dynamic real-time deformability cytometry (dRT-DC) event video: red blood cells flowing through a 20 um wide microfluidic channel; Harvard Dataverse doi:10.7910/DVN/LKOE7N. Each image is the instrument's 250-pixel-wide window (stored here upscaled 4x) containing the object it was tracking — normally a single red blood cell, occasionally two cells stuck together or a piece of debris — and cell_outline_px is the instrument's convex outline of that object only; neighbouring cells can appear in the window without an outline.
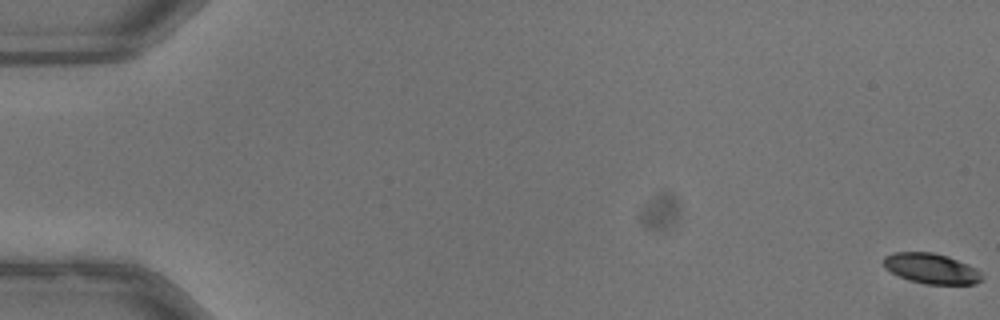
{"species": "common noctule bat (a hibernating species)", "species_latin": "Nyctalus noctula", "temperature_condition": "warm", "stored_images_in_passage": 54, "camera_frame_rate_fps": 3000, "um_per_image_px": 0.085, "animal": {"sex": "male", "body_mass_g": 13.3}, "frame": {"image": 1, "passage_image": 1, "time_ms": 0.0, "image_size_px": [1000, 320], "cell_outline_px": [[984, 276], [976, 284], [924, 284], [908, 280], [884, 268], [884, 256], [892, 252], [932, 252], [948, 256], [968, 264], [976, 268]], "centroid_in_image_um": [79.16, 22.82], "position_along_channel_um": 5.8, "area_um2": 17.46}}
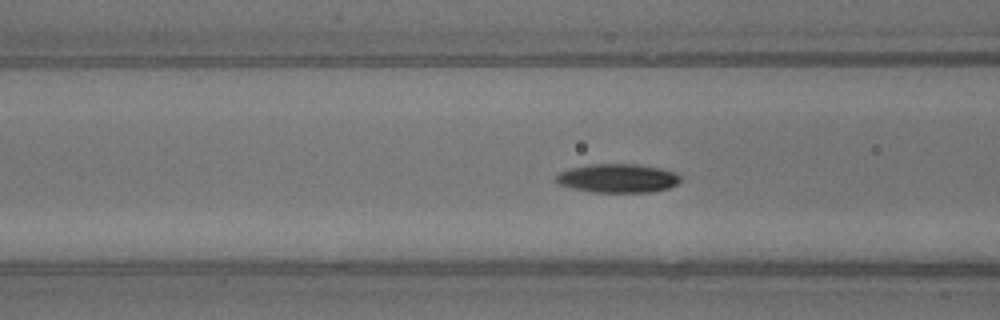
{"frame": {"image": 2, "passage_image": 23, "time_ms": 7.333, "image_size_px": [1000, 320], "cell_outline_px": [[680, 180], [676, 184], [668, 188], [652, 192], [592, 192], [572, 188], [556, 184], [556, 176], [560, 172], [568, 168], [588, 164], [640, 164], [660, 168], [676, 172], [680, 176]], "centroid_in_image_um": [52.48, 15.14], "position_along_channel_um": 114.1, "area_um2": 21.04}}
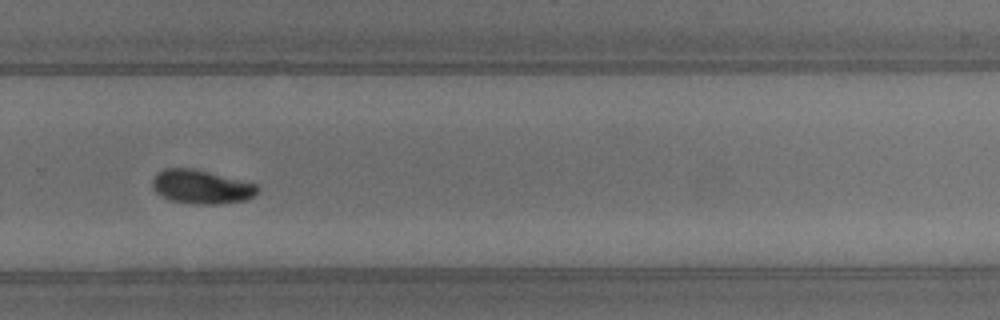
{"frame": {"image": 3, "passage_image": 38, "time_ms": 12.333, "image_size_px": [1000, 320], "cell_outline_px": [[260, 188], [252, 196], [244, 200], [220, 204], [192, 204], [168, 200], [160, 196], [152, 188], [152, 180], [156, 172], [164, 168], [196, 168], [260, 184]], "centroid_in_image_um": [17.1, 15.86], "position_along_channel_um": 312.7, "area_um2": 21.27}, "authors_computed_cell_mechanics": {"area_um2": 19.8254, "velocity_mm_per_s": 3.9788, "shape_relaxation_time_tau1_ms": 3.1438, "shape_relaxation_time_tau2_ms": null, "deformation_change_tau1": 0.1112, "deformation_change_tau2": null}}